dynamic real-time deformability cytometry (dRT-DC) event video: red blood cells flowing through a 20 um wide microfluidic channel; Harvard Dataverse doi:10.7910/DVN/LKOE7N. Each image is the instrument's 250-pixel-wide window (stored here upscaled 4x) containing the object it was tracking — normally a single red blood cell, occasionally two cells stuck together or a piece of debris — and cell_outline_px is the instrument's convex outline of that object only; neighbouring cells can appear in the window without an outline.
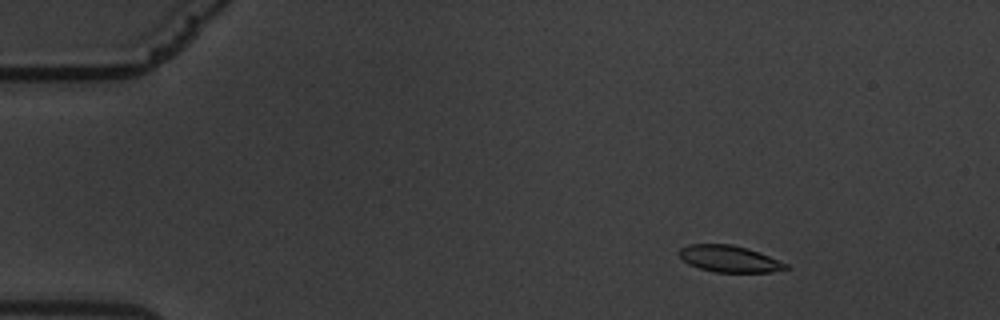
{"species": "common noctule bat (a hibernating species)", "species_latin": "Nyctalus noctula", "temperature_condition": "warm", "stored_images_in_passage": 62, "camera_frame_rate_fps": 3000, "um_per_image_px": 0.085, "animal": {"sex": "male", "body_mass_g": 19.5, "forearm_length_mm": 54.6}, "frame": {"image": 1, "passage_image": 9, "time_ms": 2.667, "image_size_px": [1000, 320], "cell_outline_px": [[788, 268], [772, 272], [712, 272], [688, 264], [680, 256], [680, 248], [688, 244], [732, 244], [760, 252], [788, 264]], "centroid_in_image_um": [62.0, 22.0], "position_along_channel_um": 23.0, "area_um2": 16.47}}
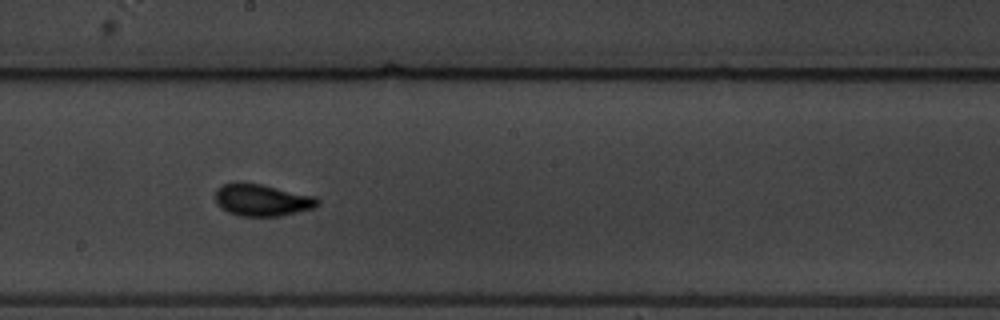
{"frame": {"image": 2, "passage_image": 35, "time_ms": 11.333, "image_size_px": [1000, 320], "cell_outline_px": [[320, 204], [312, 208], [280, 216], [240, 216], [228, 212], [220, 208], [216, 204], [216, 188], [224, 184], [236, 180], [260, 184], [316, 196], [320, 200]], "centroid_in_image_um": [22.24, 16.99], "position_along_channel_um": 226.0, "area_um2": 19.31}}
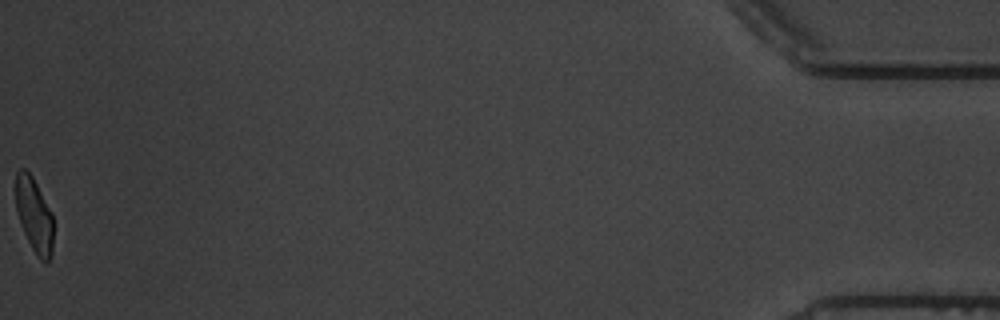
{"frame": {"image": 3, "passage_image": 62, "time_ms": 20.333, "image_size_px": [1000, 320], "cell_outline_px": [[52, 256], [48, 264], [40, 260], [36, 256], [20, 224], [16, 212], [16, 172], [20, 168], [24, 168], [32, 176], [52, 212]], "centroid_in_image_um": [2.9, 18.31], "position_along_channel_um": 432.3, "area_um2": 16.42}, "authors_computed_cell_mechanics": {"area_um2": 17.7157, "velocity_mm_per_s": 3.3443, "shape_relaxation_time_tau1_ms": 2.6142, "shape_relaxation_time_tau2_ms": 1.1461, "deformation_change_tau1": 0.1416, "deformation_change_tau2": 0.0667}}